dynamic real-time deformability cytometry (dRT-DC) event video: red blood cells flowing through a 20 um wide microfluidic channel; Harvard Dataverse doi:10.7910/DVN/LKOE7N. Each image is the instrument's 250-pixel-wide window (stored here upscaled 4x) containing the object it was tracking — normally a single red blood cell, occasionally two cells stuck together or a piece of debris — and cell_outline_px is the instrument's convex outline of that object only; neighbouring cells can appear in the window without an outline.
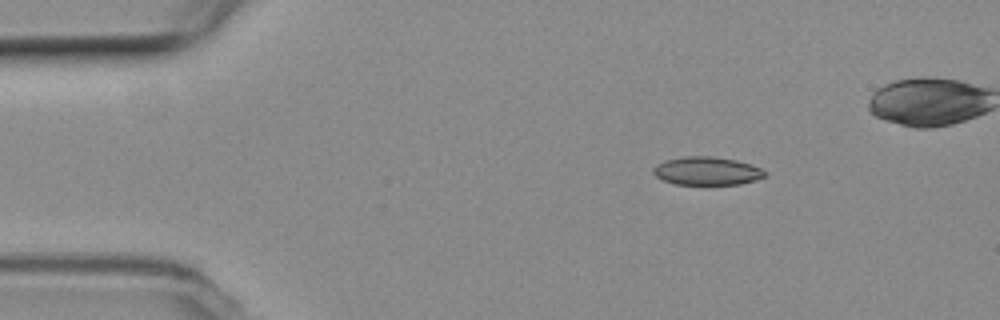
{"species": "common noctule bat (a hibernating species)", "species_latin": "Nyctalus noctula", "temperature_condition": "room temperature", "stored_images_in_passage": 48, "camera_frame_rate_fps": 3000, "um_per_image_px": 0.085, "animal": {"sex": "female", "body_mass_g": 19.3, "forearm_length_mm": 54.1}, "frame": {"image": 1, "passage_image": 1, "time_ms": 0.0, "image_size_px": [1000, 320], "cell_outline_px": [[764, 176], [756, 180], [740, 184], [704, 188], [676, 184], [664, 180], [656, 176], [652, 172], [652, 168], [656, 164], [664, 160], [684, 156], [712, 156], [736, 160], [760, 168], [764, 172]], "centroid_in_image_um": [60.03, 14.58], "position_along_channel_um": 25.0, "area_um2": 19.13}}
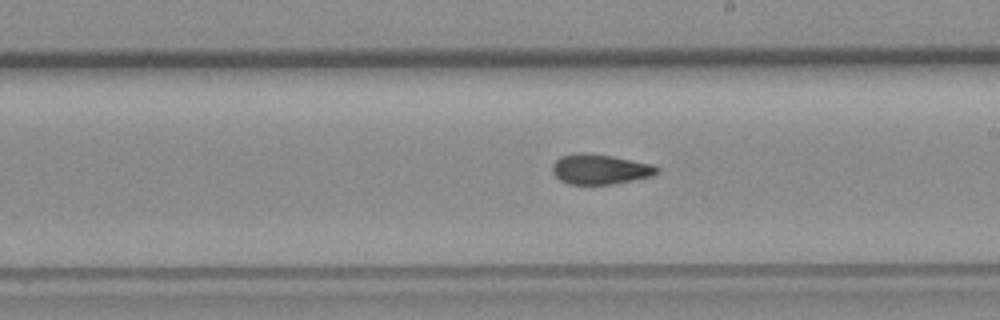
{"frame": {"image": 2, "passage_image": 23, "time_ms": 7.333, "image_size_px": [1000, 320], "cell_outline_px": [[660, 172], [652, 176], [612, 184], [568, 184], [560, 180], [552, 172], [552, 164], [560, 156], [576, 152], [580, 152], [612, 156], [652, 164], [660, 168]], "centroid_in_image_um": [50.99, 14.38], "position_along_channel_um": 238.0, "area_um2": 18.38}}
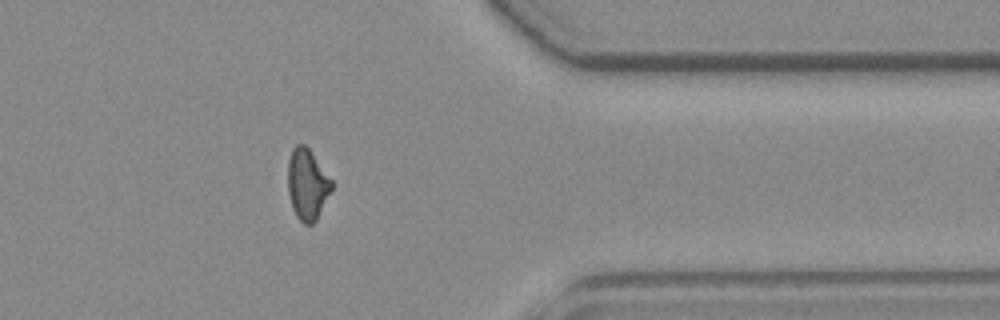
{"frame": {"image": 3, "passage_image": 36, "time_ms": 11.667, "image_size_px": [1000, 320], "cell_outline_px": [[332, 188], [316, 220], [312, 224], [304, 224], [296, 216], [292, 208], [288, 192], [288, 160], [292, 148], [296, 144], [304, 144], [312, 152], [332, 180]], "centroid_in_image_um": [26.1, 15.65], "position_along_channel_um": 385.3, "area_um2": 18.03}, "authors_computed_cell_mechanics": {"area_um2": 18.4671, "velocity_mm_per_s": 3.7976, "shape_relaxation_time_tau1_ms": 8.8601, "shape_relaxation_time_tau2_ms": 2.4495, "deformation_change_tau1": 0.21, "deformation_change_tau2": 0.0958}}